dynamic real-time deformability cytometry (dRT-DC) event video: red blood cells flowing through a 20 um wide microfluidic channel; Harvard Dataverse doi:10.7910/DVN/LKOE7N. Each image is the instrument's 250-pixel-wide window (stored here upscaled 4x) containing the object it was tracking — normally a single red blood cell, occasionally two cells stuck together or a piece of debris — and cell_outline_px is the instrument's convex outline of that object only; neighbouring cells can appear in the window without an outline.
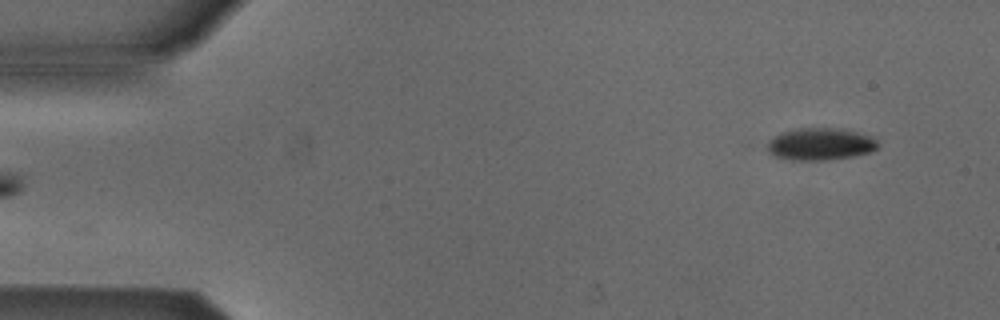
{"species": "Egyptian fruit bat (a non-hibernating species)", "species_latin": "Rousettus aegyptiacus", "temperature_condition": "cold", "stored_images_in_passage": 4, "camera_frame_rate_fps": 3000, "um_per_image_px": 0.085, "animal": {"sex": "male"}, "frame": {"image": 1, "passage_image": 4, "time_ms": 1.0, "image_size_px": [1000, 320], "cell_outline_px": [[876, 148], [872, 152], [856, 156], [824, 160], [788, 160], [776, 156], [768, 152], [768, 140], [780, 132], [796, 128], [840, 128], [856, 132], [868, 136], [876, 140]], "centroid_in_image_um": [69.68, 12.25], "position_along_channel_um": 15.3, "area_um2": 20.75}}